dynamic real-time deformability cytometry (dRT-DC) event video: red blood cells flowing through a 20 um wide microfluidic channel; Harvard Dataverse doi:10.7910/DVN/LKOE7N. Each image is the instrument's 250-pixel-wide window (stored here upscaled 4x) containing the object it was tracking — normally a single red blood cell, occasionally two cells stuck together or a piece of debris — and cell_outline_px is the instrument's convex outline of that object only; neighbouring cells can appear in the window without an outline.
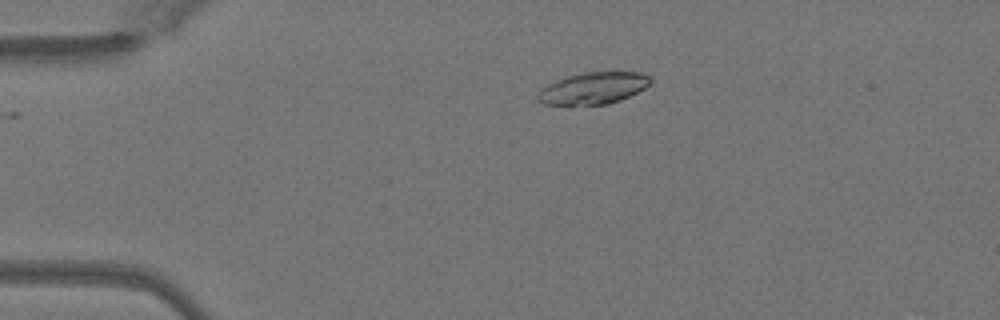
{"species": "Egyptian fruit bat (a non-hibernating species)", "species_latin": "Rousettus aegyptiacus", "temperature_condition": "warm", "stored_images_in_passage": 40, "camera_frame_rate_fps": 3000, "um_per_image_px": 0.085, "animal": {"sex": "female"}, "frame": {"image": 1, "passage_image": 1, "time_ms": 0.0, "image_size_px": [1000, 320], "cell_outline_px": [[652, 84], [620, 100], [608, 104], [544, 104], [536, 100], [536, 96], [548, 84], [556, 80], [568, 76], [584, 72], [644, 72], [652, 76]], "centroid_in_image_um": [50.48, 7.48], "position_along_channel_um": 34.5, "area_um2": 20.75}}
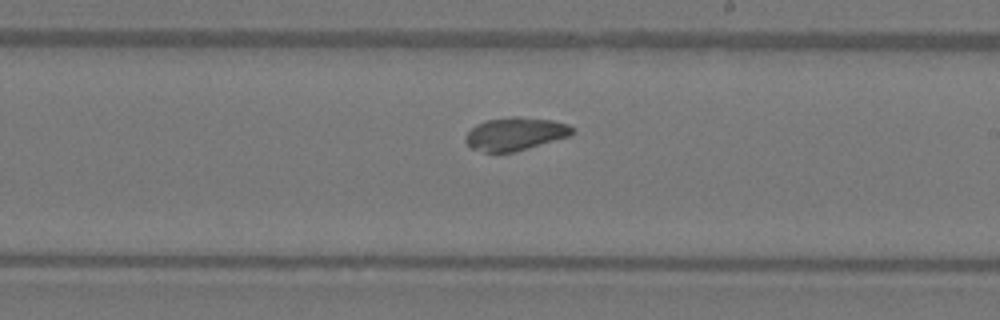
{"frame": {"image": 2, "passage_image": 20, "time_ms": 6.333, "image_size_px": [1000, 320], "cell_outline_px": [[576, 132], [572, 136], [512, 152], [484, 152], [468, 148], [464, 140], [468, 132], [476, 124], [488, 120], [512, 116], [520, 116], [552, 120], [568, 124], [576, 128]], "centroid_in_image_um": [43.83, 11.37], "position_along_channel_um": 245.2, "area_um2": 20.81}}
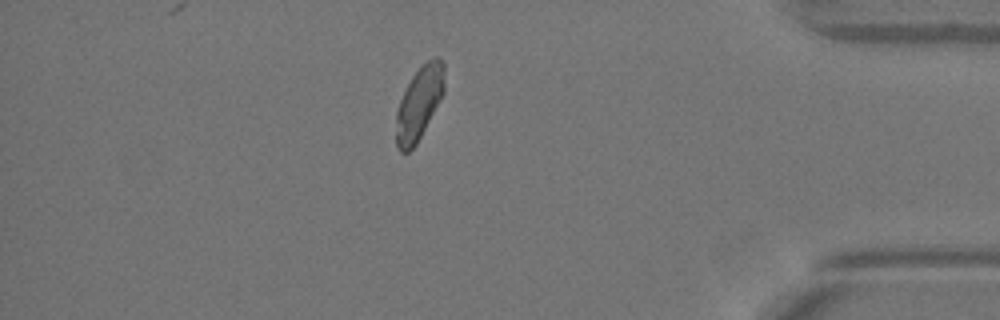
{"frame": {"image": 3, "passage_image": 34, "time_ms": 11.0, "image_size_px": [1000, 320], "cell_outline_px": [[444, 92], [416, 144], [408, 152], [400, 152], [396, 144], [396, 112], [400, 100], [412, 76], [420, 64], [436, 56], [444, 64]], "centroid_in_image_um": [35.62, 8.75], "position_along_channel_um": 399.6, "area_um2": 20.35}, "authors_computed_cell_mechanics": {"area_um2": 20.7791, "velocity_mm_per_s": 4.0531, "shape_relaxation_time_tau1_ms": 4.5728, "shape_relaxation_time_tau2_ms": 3.5366, "deformation_change_tau1": 0.0967, "deformation_change_tau2": 0.0839}}